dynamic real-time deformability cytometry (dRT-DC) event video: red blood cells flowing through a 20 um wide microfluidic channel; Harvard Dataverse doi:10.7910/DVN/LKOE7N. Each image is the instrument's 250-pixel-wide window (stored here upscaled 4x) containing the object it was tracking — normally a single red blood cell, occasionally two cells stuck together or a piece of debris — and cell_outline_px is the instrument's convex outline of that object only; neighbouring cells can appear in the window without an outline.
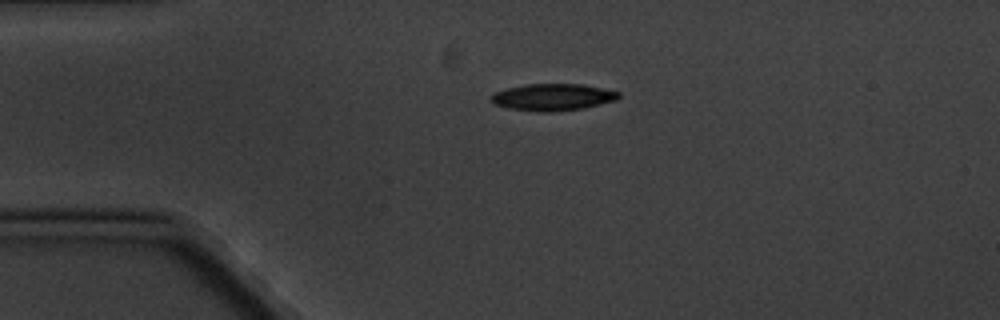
{"species": "common noctule bat (a hibernating species)", "species_latin": "Nyctalus noctula", "temperature_condition": "cold", "stored_images_in_passage": 2, "camera_frame_rate_fps": 3000, "um_per_image_px": 0.085, "animal": {"sex": "male", "body_mass_g": 20.1, "forearm_length_mm": 53.5}, "frame": {"image": 1, "passage_image": 1, "time_ms": 0.0, "image_size_px": [1000, 320], "cell_outline_px": [[620, 96], [616, 100], [584, 108], [552, 112], [540, 112], [508, 108], [492, 104], [488, 100], [496, 92], [508, 88], [524, 84], [580, 84], [620, 92]], "centroid_in_image_um": [46.95, 8.26], "position_along_channel_um": 38.0, "area_um2": 19.94}}